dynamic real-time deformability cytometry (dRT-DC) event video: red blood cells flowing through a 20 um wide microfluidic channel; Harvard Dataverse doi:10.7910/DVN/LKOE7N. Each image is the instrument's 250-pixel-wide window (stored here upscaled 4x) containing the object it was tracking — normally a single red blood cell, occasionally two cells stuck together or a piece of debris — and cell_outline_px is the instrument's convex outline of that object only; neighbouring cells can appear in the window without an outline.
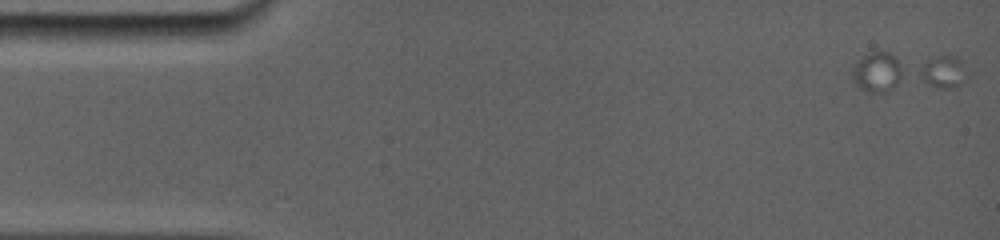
{"species": "common noctule bat (a hibernating species)", "species_latin": "Nyctalus noctula", "temperature_condition": "room temperature", "stored_images_in_passage": 2, "camera_frame_rate_fps": 5000, "um_per_image_px": 0.085, "animal": {"sex": "female", "body_mass_g": 19.0, "forearm_length_mm": 56.7}, "frame": {"image": 1, "passage_image": 1, "time_ms": 0.0, "image_size_px": [1000, 240], "cell_outline_px": [[972, 72], [960, 84], [948, 88], [888, 92], [864, 92], [856, 88], [852, 84], [852, 64], [864, 56], [872, 52], [888, 52], [960, 56]], "centroid_in_image_um": [77.15, 6.12], "position_along_channel_um": 7.8, "area_um2": 28.9}}